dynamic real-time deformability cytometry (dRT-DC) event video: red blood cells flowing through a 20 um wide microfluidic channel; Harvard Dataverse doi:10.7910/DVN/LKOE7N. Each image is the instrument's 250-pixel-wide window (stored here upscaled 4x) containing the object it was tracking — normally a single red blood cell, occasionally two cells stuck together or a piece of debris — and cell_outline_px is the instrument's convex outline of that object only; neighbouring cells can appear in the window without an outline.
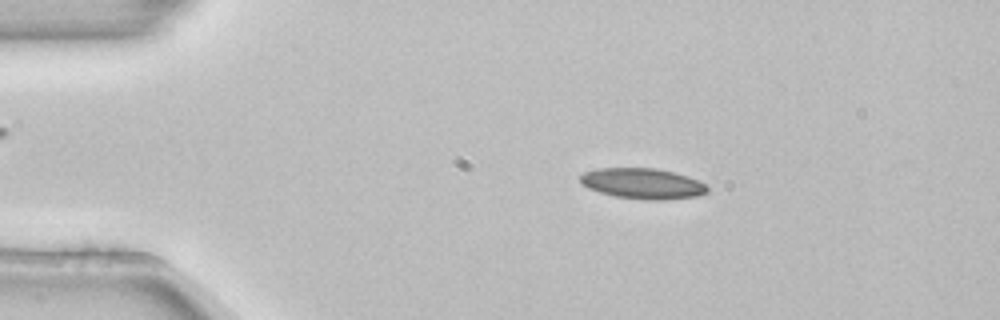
{"species": "common noctule bat (a hibernating species)", "species_latin": "Nyctalus noctula", "temperature_condition": "room temperature", "stored_images_in_passage": 4, "camera_frame_rate_fps": 3000, "um_per_image_px": 0.085, "animal": {"sex": "female", "body_mass_g": 22.7, "forearm_length_mm": 54.2}, "frame": {"image": 1, "passage_image": 2, "time_ms": 0.333, "image_size_px": [1000, 320], "cell_outline_px": [[708, 192], [696, 196], [660, 200], [652, 200], [616, 196], [600, 192], [588, 188], [580, 184], [580, 176], [584, 172], [600, 168], [656, 168], [688, 176], [704, 184], [708, 188]], "centroid_in_image_um": [54.6, 15.59], "position_along_channel_um": 30.4, "area_um2": 22.43}}
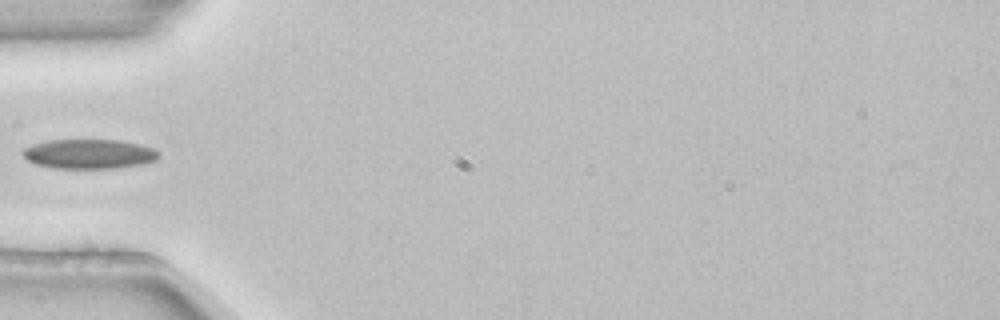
{"frame": {"image": 2, "passage_image": 4, "time_ms": 1.0, "image_size_px": [1000, 320], "cell_outline_px": [[160, 156], [156, 160], [144, 164], [116, 168], [56, 168], [36, 164], [28, 160], [20, 152], [24, 148], [32, 144], [48, 140], [120, 140], [140, 144], [152, 148], [160, 152]], "centroid_in_image_um": [7.59, 13.08], "position_along_channel_um": 77.4, "area_um2": 23.52}}